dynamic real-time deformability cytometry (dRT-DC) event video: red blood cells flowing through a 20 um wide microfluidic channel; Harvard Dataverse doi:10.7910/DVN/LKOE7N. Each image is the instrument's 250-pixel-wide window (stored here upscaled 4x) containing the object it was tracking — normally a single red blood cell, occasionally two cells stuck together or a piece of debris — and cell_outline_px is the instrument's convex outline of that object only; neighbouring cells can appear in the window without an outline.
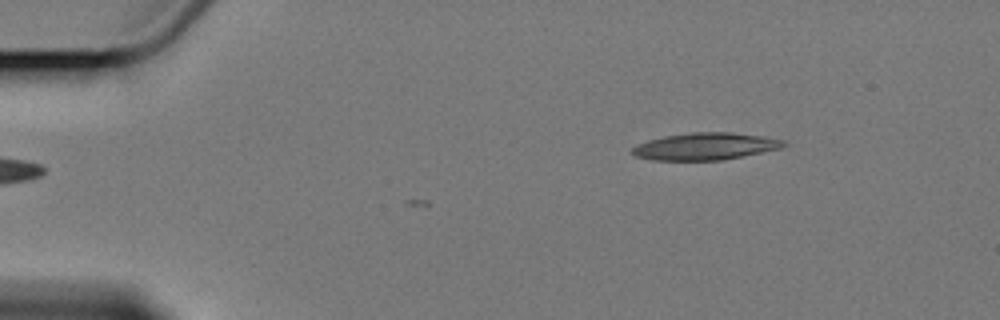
{"species": "Egyptian fruit bat (a non-hibernating species)", "species_latin": "Rousettus aegyptiacus", "temperature_condition": "cold", "stored_images_in_passage": 7, "camera_frame_rate_fps": 3000, "um_per_image_px": 0.085, "animal": {"sex": "female"}, "frame": {"image": 1, "passage_image": 1, "time_ms": 0.0, "image_size_px": [1000, 320], "cell_outline_px": [[788, 144], [780, 148], [720, 160], [652, 160], [636, 156], [632, 152], [632, 148], [636, 144], [648, 140], [664, 136], [692, 132], [732, 132], [760, 136], [784, 140]], "centroid_in_image_um": [59.91, 12.43], "position_along_channel_um": 25.1, "area_um2": 23.64}}
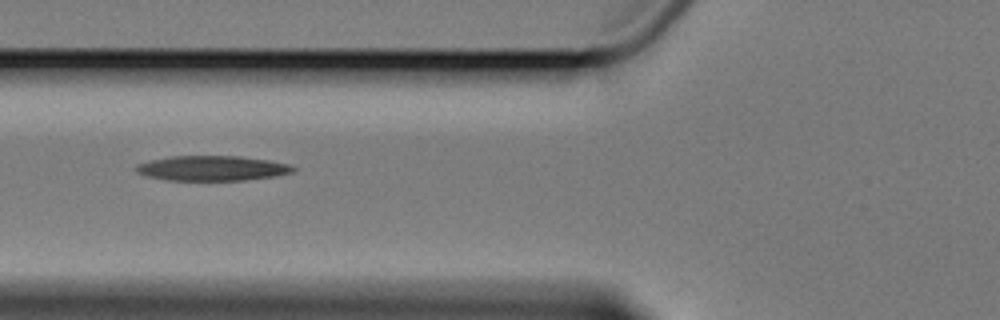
{"frame": {"image": 2, "passage_image": 5, "time_ms": 4.667, "image_size_px": [1000, 320], "cell_outline_px": [[296, 168], [292, 172], [276, 176], [244, 180], [168, 180], [148, 176], [136, 172], [136, 164], [152, 160], [172, 156], [240, 156], [268, 160], [292, 164]], "centroid_in_image_um": [18.07, 14.29], "position_along_channel_um": 107.7, "area_um2": 22.77}}
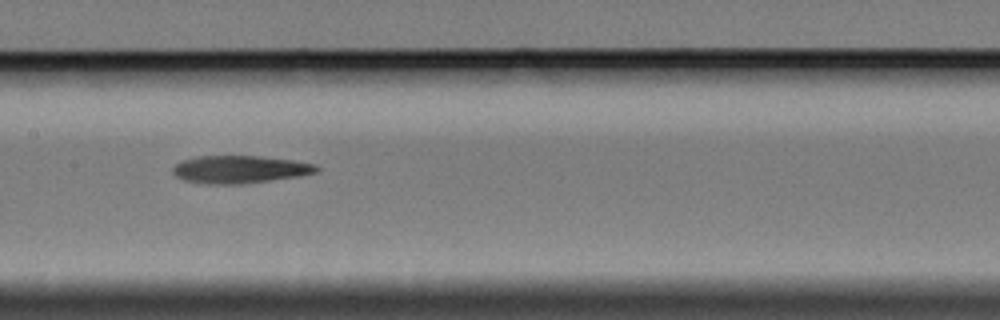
{"frame": {"image": 3, "passage_image": 7, "time_ms": 7.0, "image_size_px": [1000, 320], "cell_outline_px": [[320, 168], [316, 172], [300, 176], [240, 184], [208, 184], [184, 180], [176, 176], [172, 172], [172, 168], [180, 160], [196, 156], [260, 156], [292, 160], [316, 164]], "centroid_in_image_um": [20.36, 14.39], "position_along_channel_um": 187.0, "area_um2": 23.18}}